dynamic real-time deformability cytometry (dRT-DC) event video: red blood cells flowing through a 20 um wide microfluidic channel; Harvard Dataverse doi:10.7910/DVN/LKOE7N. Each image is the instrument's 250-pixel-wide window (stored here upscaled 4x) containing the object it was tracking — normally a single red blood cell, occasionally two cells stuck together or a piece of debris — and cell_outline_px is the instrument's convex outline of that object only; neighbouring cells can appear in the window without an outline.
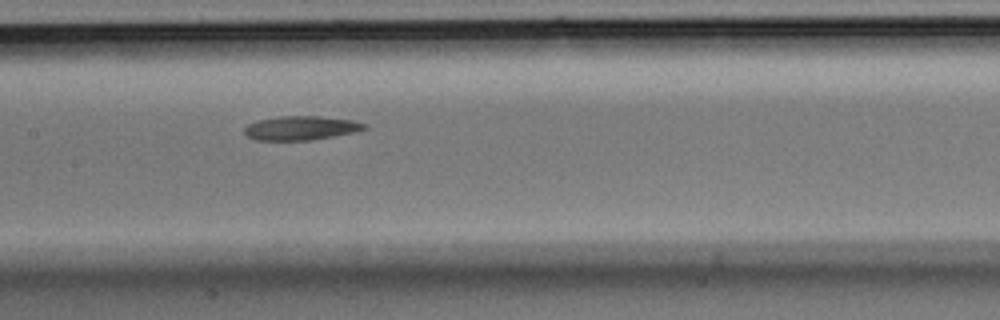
{"species": "Egyptian fruit bat (a non-hibernating species)", "species_latin": "Rousettus aegyptiacus", "temperature_condition": "room temperature", "stored_images_in_passage": 6, "camera_frame_rate_fps": 3000, "um_per_image_px": 0.085, "animal": {"sex": "male"}, "frame": {"image": 1, "passage_image": 6, "time_ms": 1.667, "image_size_px": [1000, 320], "cell_outline_px": [[368, 128], [356, 132], [312, 140], [256, 140], [248, 136], [244, 132], [244, 128], [248, 124], [260, 120], [280, 116], [320, 116], [352, 120], [368, 124]], "centroid_in_image_um": [25.63, 10.88], "position_along_channel_um": 181.8, "area_um2": 16.82}}